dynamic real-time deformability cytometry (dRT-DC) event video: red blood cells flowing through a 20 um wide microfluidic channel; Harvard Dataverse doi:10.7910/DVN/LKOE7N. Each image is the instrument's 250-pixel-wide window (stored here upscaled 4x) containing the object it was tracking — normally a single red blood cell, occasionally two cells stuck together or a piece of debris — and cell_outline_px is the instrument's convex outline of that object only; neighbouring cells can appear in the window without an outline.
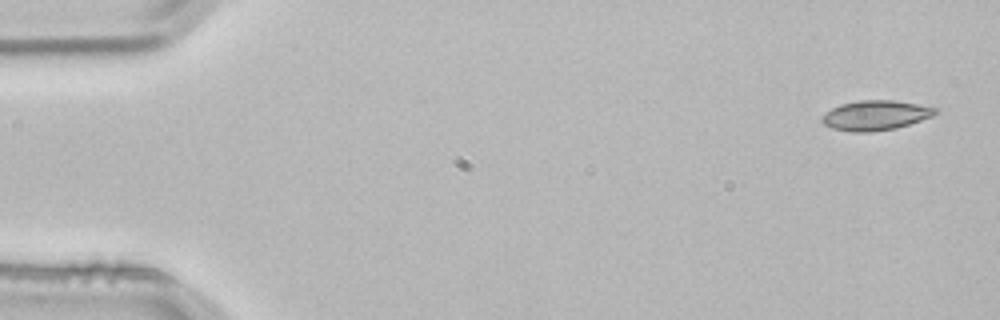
{"species": "common noctule bat (a hibernating species)", "species_latin": "Nyctalus noctula", "temperature_condition": "room temperature", "stored_images_in_passage": 3, "camera_frame_rate_fps": 3000, "um_per_image_px": 0.085, "animal": {"sex": "male", "body_mass_g": 21.5, "forearm_length_mm": 52.0}, "frame": {"image": 1, "passage_image": 1, "time_ms": 0.0, "image_size_px": [1000, 320], "cell_outline_px": [[940, 112], [932, 116], [896, 128], [872, 132], [852, 132], [832, 128], [824, 124], [820, 120], [820, 116], [824, 112], [840, 104], [860, 100], [892, 100], [940, 108]], "centroid_in_image_um": [74.4, 9.8], "position_along_channel_um": 10.6, "area_um2": 19.83}}
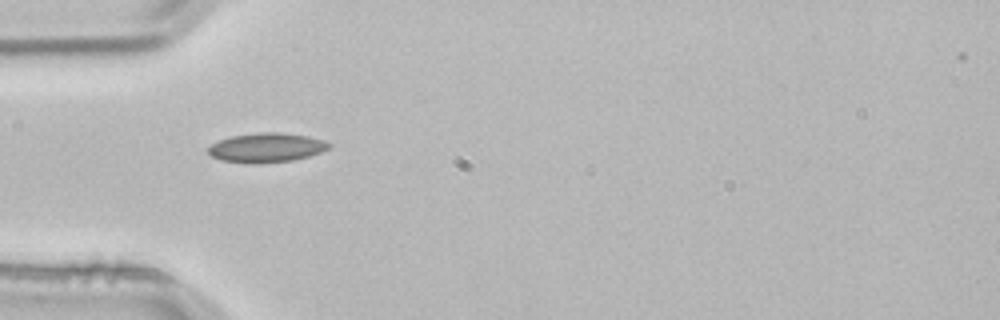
{"frame": {"image": 2, "passage_image": 3, "time_ms": 0.667, "image_size_px": [1000, 320], "cell_outline_px": [[332, 144], [328, 148], [320, 152], [308, 156], [292, 160], [260, 164], [244, 164], [220, 160], [212, 156], [208, 152], [208, 148], [212, 144], [220, 140], [232, 136], [260, 132], [280, 132], [308, 136], [324, 140]], "centroid_in_image_um": [22.64, 12.56], "position_along_channel_um": 62.4, "area_um2": 20.75}}